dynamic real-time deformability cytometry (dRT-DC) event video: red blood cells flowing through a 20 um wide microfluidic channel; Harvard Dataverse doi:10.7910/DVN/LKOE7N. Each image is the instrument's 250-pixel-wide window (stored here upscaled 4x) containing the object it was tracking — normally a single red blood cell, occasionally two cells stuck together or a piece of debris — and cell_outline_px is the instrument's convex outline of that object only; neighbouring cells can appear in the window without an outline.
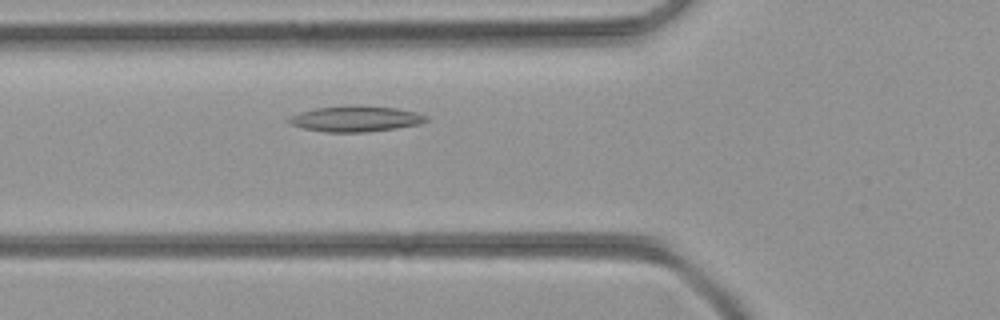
{"species": "common noctule bat (a hibernating species)", "species_latin": "Nyctalus noctula", "temperature_condition": "room temperature", "stored_images_in_passage": 32, "camera_frame_rate_fps": 3000, "um_per_image_px": 0.085, "animal": {"sex": "female", "body_mass_g": 21.9}, "frame": {"image": 1, "passage_image": 4, "time_ms": 1.0, "image_size_px": [1000, 320], "cell_outline_px": [[428, 120], [420, 124], [396, 128], [368, 132], [324, 132], [304, 128], [292, 124], [284, 120], [300, 112], [316, 108], [348, 104], [396, 108], [416, 112], [428, 116]], "centroid_in_image_um": [30.24, 10.09], "position_along_channel_um": 95.6, "area_um2": 20.75}}
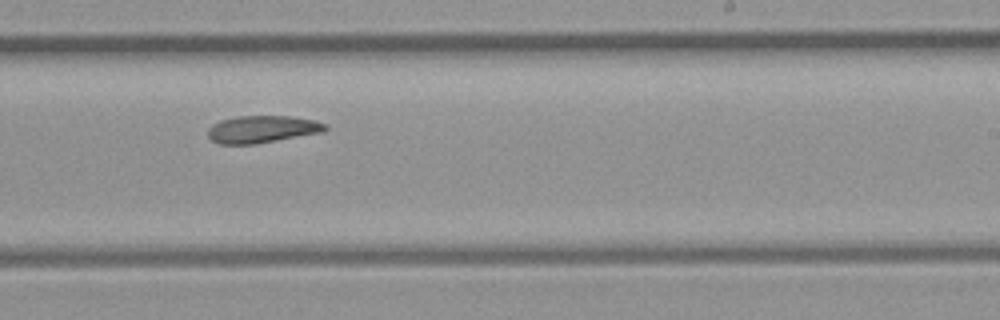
{"frame": {"image": 2, "passage_image": 15, "time_ms": 4.667, "image_size_px": [1000, 320], "cell_outline_px": [[328, 128], [324, 132], [256, 144], [220, 144], [212, 140], [208, 136], [208, 128], [212, 124], [220, 120], [236, 116], [288, 116], [316, 120], [324, 124]], "centroid_in_image_um": [22.27, 10.98], "position_along_channel_um": 266.7, "area_um2": 18.73}}
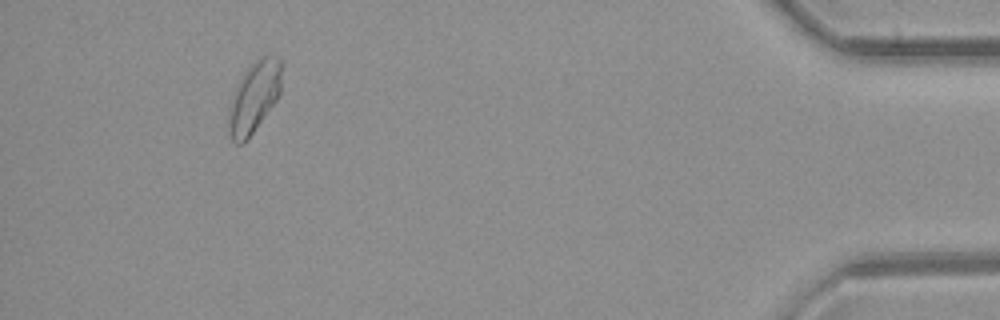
{"frame": {"image": 3, "passage_image": 29, "time_ms": 9.333, "image_size_px": [1000, 320], "cell_outline_px": [[284, 60], [280, 92], [276, 100], [244, 144], [236, 144], [232, 140], [228, 132], [228, 112], [232, 96], [244, 72], [260, 56], [280, 56]], "centroid_in_image_um": [21.62, 8.23], "position_along_channel_um": 413.6, "area_um2": 22.08}}